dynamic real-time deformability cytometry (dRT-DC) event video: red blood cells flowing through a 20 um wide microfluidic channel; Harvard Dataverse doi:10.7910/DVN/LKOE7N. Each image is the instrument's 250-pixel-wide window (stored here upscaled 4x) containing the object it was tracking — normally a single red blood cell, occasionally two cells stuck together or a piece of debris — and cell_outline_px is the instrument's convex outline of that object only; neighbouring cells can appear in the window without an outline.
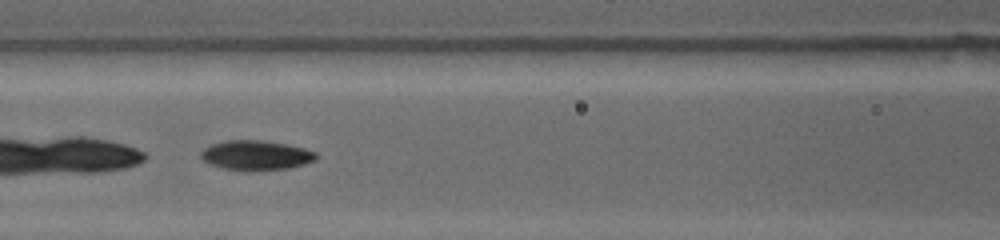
{"species": "common noctule bat (a hibernating species)", "species_latin": "Nyctalus noctula", "temperature_condition": "warm", "stored_images_in_passage": 31, "camera_frame_rate_fps": 4500, "um_per_image_px": 0.085, "animal": {"sex": "female", "body_mass_g": 19.0, "forearm_length_mm": 53.3}, "frame": {"image": 1, "passage_image": 10, "time_ms": 2.222, "image_size_px": [1000, 240], "cell_outline_px": [[316, 160], [304, 164], [288, 168], [248, 172], [244, 172], [224, 168], [212, 164], [204, 160], [200, 156], [200, 152], [204, 148], [212, 144], [224, 140], [260, 140], [284, 144], [304, 148], [316, 152]], "centroid_in_image_um": [21.74, 13.21], "position_along_channel_um": 144.9, "area_um2": 20.0}}
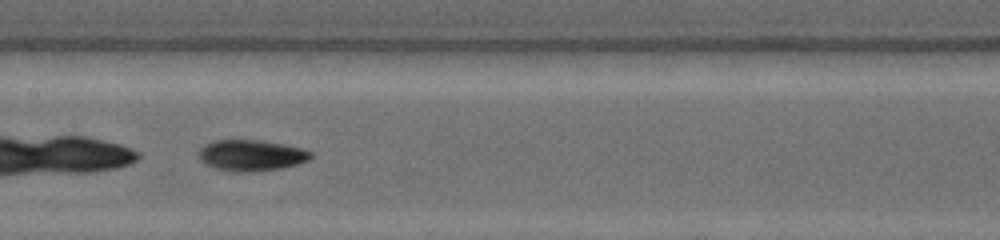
{"frame": {"image": 2, "passage_image": 14, "time_ms": 3.333, "image_size_px": [1000, 240], "cell_outline_px": [[312, 156], [308, 160], [296, 164], [280, 168], [252, 172], [232, 172], [216, 168], [204, 164], [196, 156], [196, 152], [204, 144], [212, 140], [264, 140], [284, 144], [300, 148], [312, 152]], "centroid_in_image_um": [21.28, 13.2], "position_along_channel_um": 186.1, "area_um2": 20.58}}